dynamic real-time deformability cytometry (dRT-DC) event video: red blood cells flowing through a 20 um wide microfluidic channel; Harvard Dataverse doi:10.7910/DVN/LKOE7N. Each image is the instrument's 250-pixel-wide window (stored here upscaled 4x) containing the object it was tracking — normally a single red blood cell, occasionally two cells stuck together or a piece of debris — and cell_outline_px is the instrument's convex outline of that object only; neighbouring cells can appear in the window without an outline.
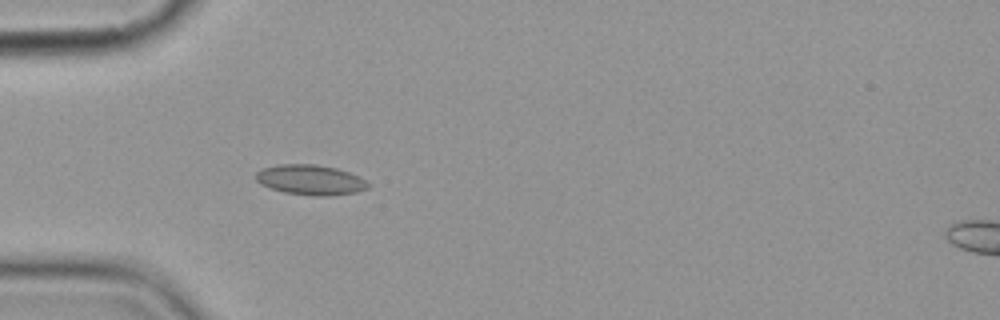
{"species": "common noctule bat (a hibernating species)", "species_latin": "Nyctalus noctula", "temperature_condition": "cold", "stored_images_in_passage": 5, "camera_frame_rate_fps": 3000, "um_per_image_px": 0.085, "animal": {"sex": "female", "body_mass_g": 19.9}, "frame": {"image": 1, "passage_image": 4, "time_ms": 3.667, "image_size_px": [1000, 320], "cell_outline_px": [[372, 184], [368, 188], [356, 192], [328, 196], [312, 196], [284, 192], [260, 184], [256, 180], [256, 172], [264, 168], [280, 164], [316, 164], [336, 168], [360, 176]], "centroid_in_image_um": [26.43, 15.29], "position_along_channel_um": 58.6, "area_um2": 19.77}}